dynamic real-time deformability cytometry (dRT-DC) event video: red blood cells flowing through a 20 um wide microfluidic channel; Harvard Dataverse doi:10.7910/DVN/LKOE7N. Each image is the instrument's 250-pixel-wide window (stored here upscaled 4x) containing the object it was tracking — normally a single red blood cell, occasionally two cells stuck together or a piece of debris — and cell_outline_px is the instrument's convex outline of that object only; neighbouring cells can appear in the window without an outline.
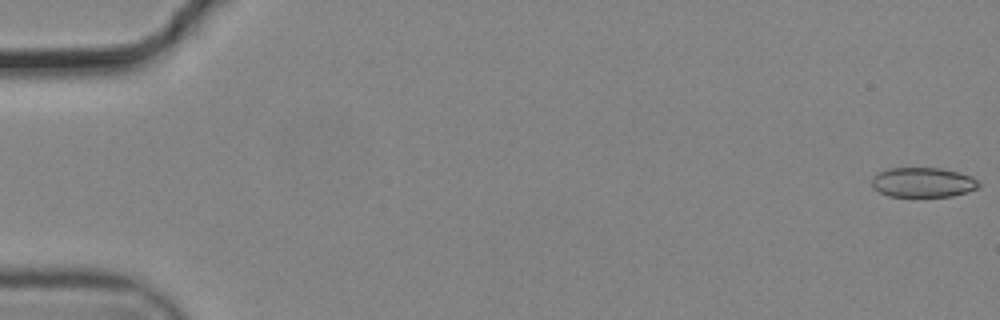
{"species": "common noctule bat (a hibernating species)", "species_latin": "Nyctalus noctula", "temperature_condition": "cold", "stored_images_in_passage": 56, "camera_frame_rate_fps": 3000, "um_per_image_px": 0.085, "animal": {"sex": "male", "body_mass_g": 19.2, "forearm_length_mm": 51.8}, "frame": {"image": 1, "passage_image": 1, "time_ms": 0.0, "image_size_px": [1000, 320], "cell_outline_px": [[980, 184], [976, 188], [968, 192], [952, 196], [888, 196], [880, 192], [872, 184], [872, 176], [876, 172], [888, 168], [940, 168], [972, 176]], "centroid_in_image_um": [78.42, 15.49], "position_along_channel_um": 6.6, "area_um2": 18.44}}
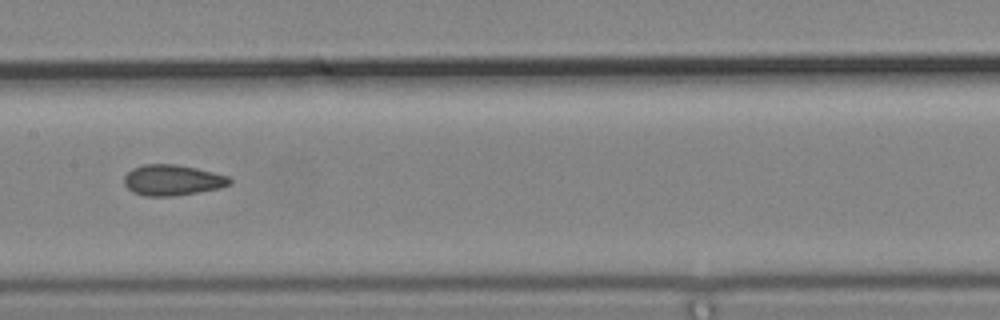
{"frame": {"image": 2, "passage_image": 29, "time_ms": 9.333, "image_size_px": [1000, 320], "cell_outline_px": [[232, 180], [228, 184], [220, 188], [172, 196], [144, 196], [132, 192], [124, 184], [124, 176], [132, 168], [144, 164], [176, 164], [196, 168], [228, 176]], "centroid_in_image_um": [14.61, 15.3], "position_along_channel_um": 192.8, "area_um2": 18.79}}
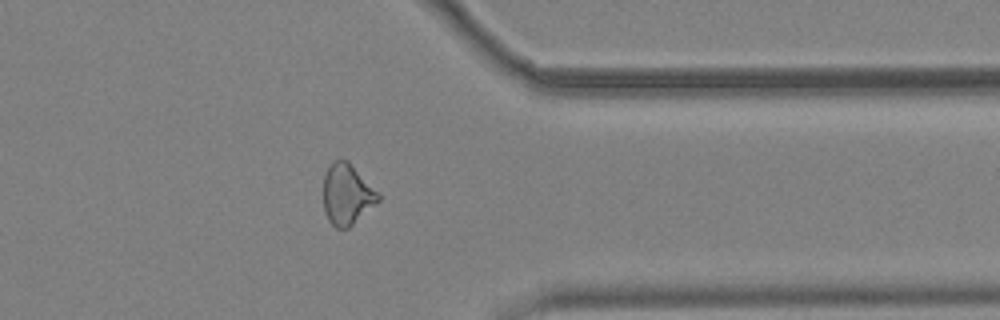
{"frame": {"image": 3, "passage_image": 45, "time_ms": 14.667, "image_size_px": [1000, 320], "cell_outline_px": [[380, 200], [348, 228], [336, 228], [328, 220], [324, 212], [324, 176], [332, 160], [348, 160], [380, 192]], "centroid_in_image_um": [29.51, 16.5], "position_along_channel_um": 381.9, "area_um2": 19.54}, "authors_computed_cell_mechanics": {"area_um2": 19.3052, "velocity_mm_per_s": 3.7198, "shape_relaxation_time_tau1_ms": null, "shape_relaxation_time_tau2_ms": 1.9397, "deformation_change_tau1": null, "deformation_change_tau2": 0.0869}}